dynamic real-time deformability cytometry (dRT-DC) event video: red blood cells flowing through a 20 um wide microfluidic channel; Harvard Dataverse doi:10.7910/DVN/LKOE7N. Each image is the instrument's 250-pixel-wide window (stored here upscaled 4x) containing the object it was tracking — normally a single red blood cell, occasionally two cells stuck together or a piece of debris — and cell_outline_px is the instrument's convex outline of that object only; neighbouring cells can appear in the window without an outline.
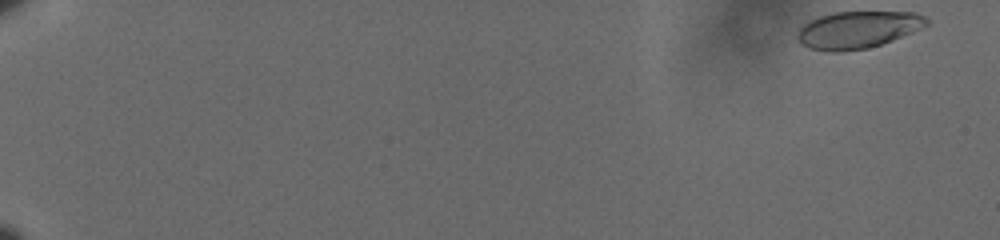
{"species": "human", "species_latin": "Homo sapiens", "temperature_condition": "cold", "stored_images_in_passage": 35, "camera_frame_rate_fps": 3000, "um_per_image_px": 0.085, "donor": {"sex": "male"}, "frame": {"image": 1, "passage_image": 1, "time_ms": 0.0, "image_size_px": [1000, 240], "cell_outline_px": [[928, 24], [912, 32], [892, 40], [868, 48], [840, 52], [832, 52], [808, 48], [800, 44], [796, 40], [796, 36], [800, 28], [804, 24], [820, 16], [836, 12], [916, 12], [924, 16], [928, 20]], "centroid_in_image_um": [72.88, 2.54], "position_along_channel_um": 12.1, "area_um2": 27.86}}
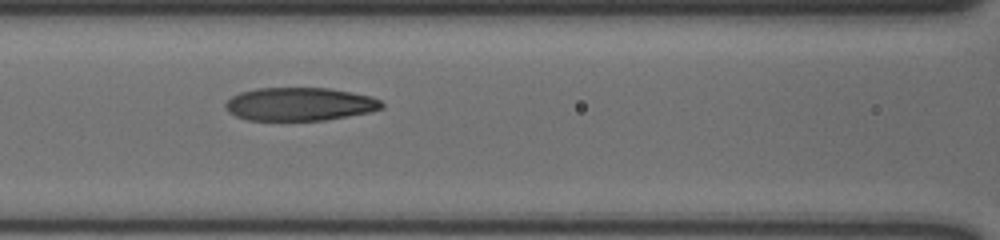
{"frame": {"image": 2, "passage_image": 19, "time_ms": 6.0, "image_size_px": [1000, 240], "cell_outline_px": [[384, 108], [368, 112], [324, 120], [248, 120], [236, 116], [228, 112], [224, 108], [224, 104], [232, 96], [240, 92], [256, 88], [328, 88], [372, 96], [380, 100], [384, 104]], "centroid_in_image_um": [25.45, 8.84], "position_along_channel_um": 141.1, "area_um2": 30.23}}
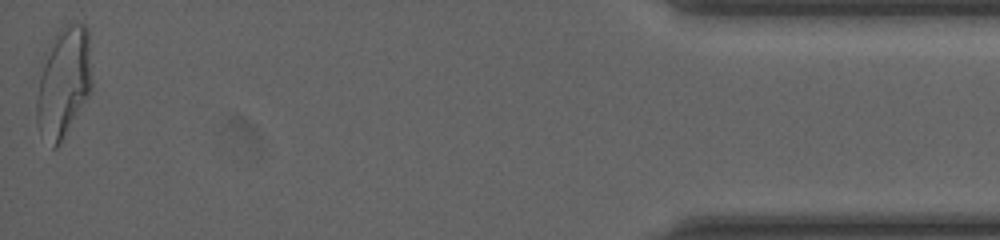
{"frame": {"image": 3, "passage_image": 35, "time_ms": 11.333, "image_size_px": [1000, 240], "cell_outline_px": [[92, 92], [60, 144], [56, 148], [52, 148], [36, 124], [36, 100], [44, 52], [56, 32], [68, 20], [84, 24], [88, 28], [92, 80]], "centroid_in_image_um": [5.42, 6.94], "position_along_channel_um": 429.8, "area_um2": 36.36}}